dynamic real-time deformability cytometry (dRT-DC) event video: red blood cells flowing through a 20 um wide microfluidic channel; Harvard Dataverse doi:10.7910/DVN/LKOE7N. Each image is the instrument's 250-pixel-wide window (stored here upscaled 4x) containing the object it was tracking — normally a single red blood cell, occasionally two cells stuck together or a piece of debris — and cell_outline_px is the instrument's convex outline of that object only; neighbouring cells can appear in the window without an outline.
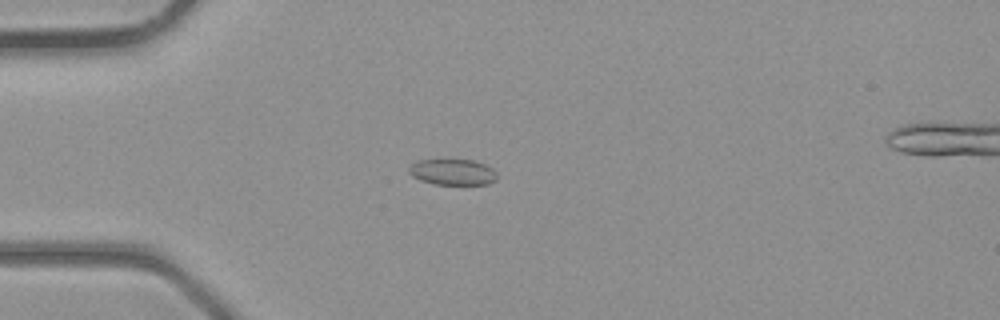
{"species": "common noctule bat (a hibernating species)", "species_latin": "Nyctalus noctula", "temperature_condition": "room temperature", "stored_images_in_passage": 42, "segment_of_instrument_passage": [1, 2], "camera_frame_rate_fps": 3000, "um_per_image_px": 0.085, "animal": {"sex": "male", "body_mass_g": 23.1, "forearm_length_mm": 52.7}, "frame": {"image": 1, "passage_image": 11, "time_ms": 3.333, "image_size_px": [1000, 320], "cell_outline_px": [[496, 180], [488, 184], [436, 184], [420, 180], [412, 176], [408, 172], [408, 168], [416, 160], [444, 156], [472, 160], [484, 164], [492, 168], [496, 172]], "centroid_in_image_um": [38.42, 14.56], "position_along_channel_um": 46.6, "area_um2": 14.05}}
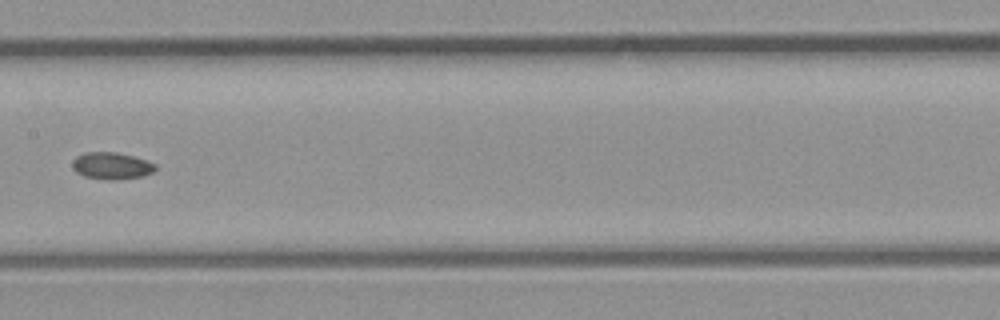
{"frame": {"image": 2, "passage_image": 21, "time_ms": 6.667, "image_size_px": [1000, 320], "cell_outline_px": [[156, 168], [152, 172], [144, 176], [112, 180], [108, 180], [84, 176], [76, 172], [72, 168], [72, 160], [76, 156], [84, 152], [116, 152], [148, 160], [156, 164]], "centroid_in_image_um": [9.47, 14.08], "position_along_channel_um": 197.9, "area_um2": 13.12}}
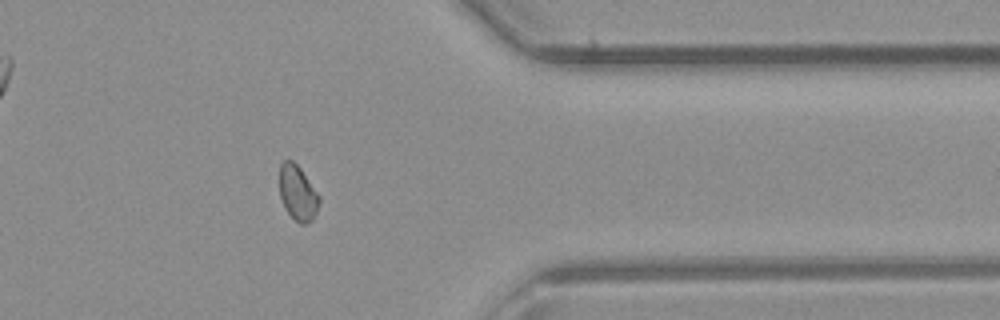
{"frame": {"image": 3, "passage_image": 33, "time_ms": 10.667, "image_size_px": [1000, 320], "cell_outline_px": [[320, 200], [316, 212], [312, 220], [304, 224], [300, 224], [284, 208], [280, 196], [280, 164], [284, 160], [292, 160], [300, 168], [320, 196]], "centroid_in_image_um": [25.3, 16.39], "position_along_channel_um": 386.1, "area_um2": 12.6}}